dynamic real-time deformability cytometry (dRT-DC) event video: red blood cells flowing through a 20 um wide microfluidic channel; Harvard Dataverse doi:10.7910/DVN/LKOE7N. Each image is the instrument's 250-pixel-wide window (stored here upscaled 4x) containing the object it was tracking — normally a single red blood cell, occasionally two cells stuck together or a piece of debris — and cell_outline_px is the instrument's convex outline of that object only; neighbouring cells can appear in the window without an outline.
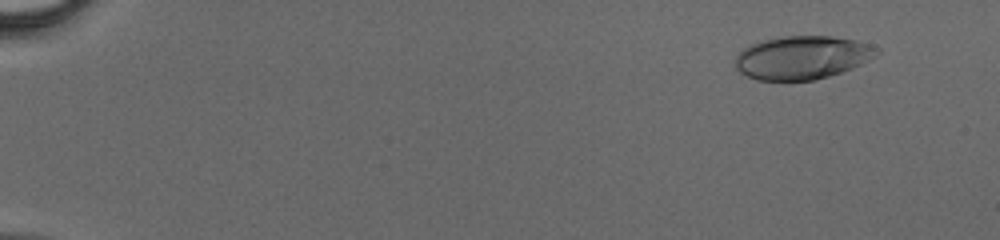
{"species": "human", "species_latin": "Homo sapiens", "temperature_condition": "cold", "stored_images_in_passage": 47, "camera_frame_rate_fps": 3000, "um_per_image_px": 0.085, "donor": {"sex": "male"}, "frame": {"image": 1, "passage_image": 5, "time_ms": 1.333, "image_size_px": [1000, 240], "cell_outline_px": [[880, 52], [868, 60], [852, 68], [828, 76], [812, 80], [756, 80], [740, 72], [736, 68], [736, 56], [744, 48], [752, 44], [764, 40], [784, 36], [832, 36], [856, 40], [880, 48]], "centroid_in_image_um": [68.2, 4.88], "position_along_channel_um": 16.8, "area_um2": 35.43}}
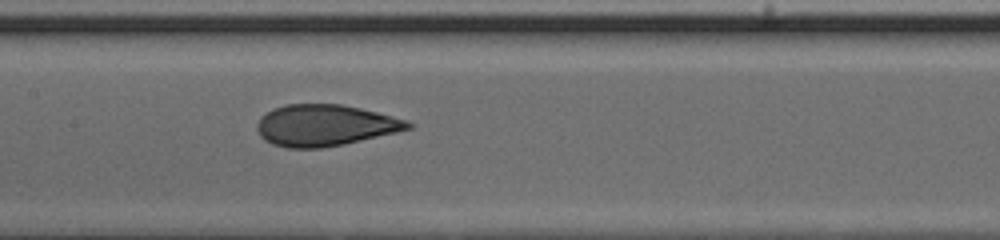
{"frame": {"image": 2, "passage_image": 26, "time_ms": 8.333, "image_size_px": [1000, 240], "cell_outline_px": [[412, 128], [396, 132], [344, 144], [320, 148], [288, 148], [272, 144], [264, 140], [260, 136], [256, 128], [256, 124], [260, 116], [272, 108], [284, 104], [340, 104], [360, 108], [408, 120], [412, 124]], "centroid_in_image_um": [27.57, 10.65], "position_along_channel_um": 179.8, "area_um2": 36.47}}
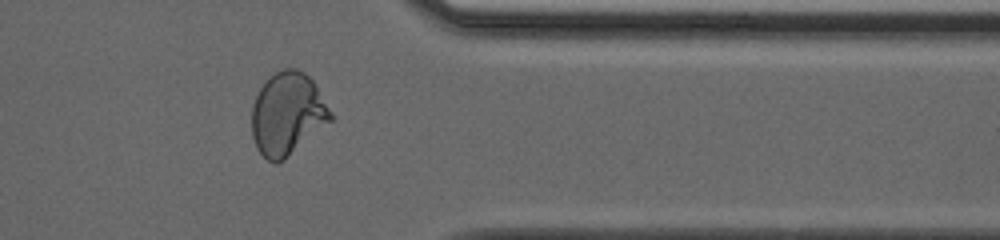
{"frame": {"image": 3, "passage_image": 40, "time_ms": 13.0, "image_size_px": [1000, 240], "cell_outline_px": [[332, 120], [284, 160], [276, 164], [268, 160], [256, 148], [252, 136], [252, 108], [256, 96], [260, 88], [276, 72], [284, 68], [296, 68], [304, 72], [312, 80], [332, 112]], "centroid_in_image_um": [24.43, 9.7], "position_along_channel_um": 387.0, "area_um2": 37.63}}